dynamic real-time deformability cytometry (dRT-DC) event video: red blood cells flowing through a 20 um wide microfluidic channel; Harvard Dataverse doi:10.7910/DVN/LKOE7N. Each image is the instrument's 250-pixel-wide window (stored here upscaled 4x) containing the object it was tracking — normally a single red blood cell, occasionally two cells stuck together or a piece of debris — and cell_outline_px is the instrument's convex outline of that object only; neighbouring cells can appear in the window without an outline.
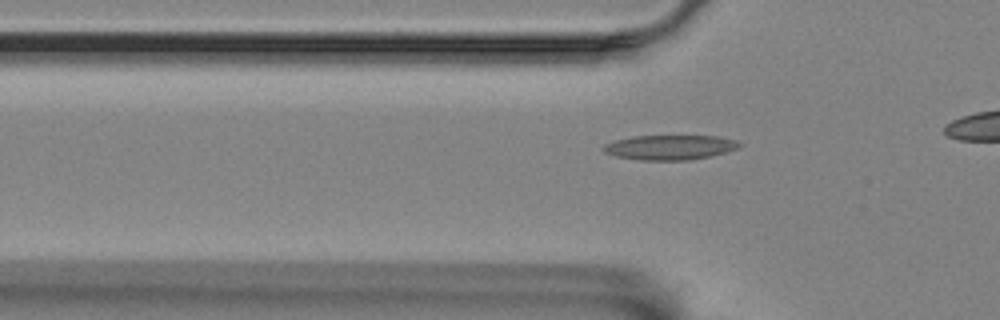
{"species": "Egyptian fruit bat (a non-hibernating species)", "species_latin": "Rousettus aegyptiacus", "temperature_condition": "room temperature", "stored_images_in_passage": 11, "camera_frame_rate_fps": 3000, "um_per_image_px": 0.085, "animal": {"sex": "female"}, "frame": {"image": 1, "passage_image": 4, "time_ms": 1.0, "image_size_px": [1000, 320], "cell_outline_px": [[744, 144], [736, 148], [724, 152], [708, 156], [688, 160], [640, 160], [616, 156], [604, 152], [600, 148], [604, 144], [616, 140], [632, 136], [716, 136], [736, 140]], "centroid_in_image_um": [56.89, 12.52], "position_along_channel_um": 68.9, "area_um2": 19.48}}
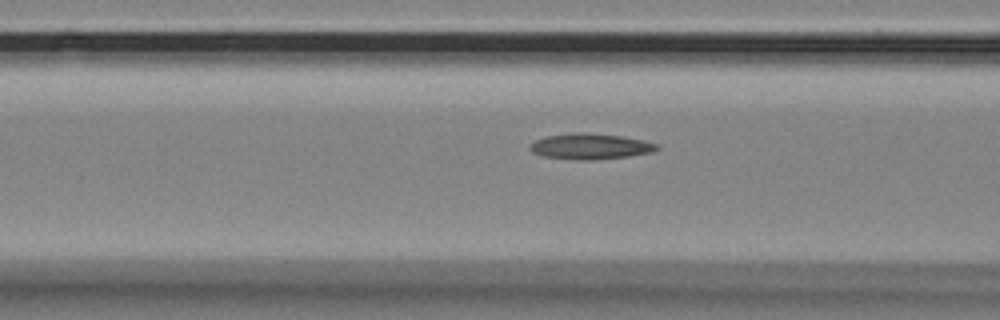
{"frame": {"image": 2, "passage_image": 8, "time_ms": 2.333, "image_size_px": [1000, 320], "cell_outline_px": [[660, 148], [652, 152], [628, 156], [592, 160], [576, 160], [544, 156], [532, 152], [528, 148], [528, 144], [544, 136], [576, 132], [584, 132], [624, 136], [644, 140], [660, 144]], "centroid_in_image_um": [50.18, 12.43], "position_along_channel_um": 116.4, "area_um2": 19.31}}